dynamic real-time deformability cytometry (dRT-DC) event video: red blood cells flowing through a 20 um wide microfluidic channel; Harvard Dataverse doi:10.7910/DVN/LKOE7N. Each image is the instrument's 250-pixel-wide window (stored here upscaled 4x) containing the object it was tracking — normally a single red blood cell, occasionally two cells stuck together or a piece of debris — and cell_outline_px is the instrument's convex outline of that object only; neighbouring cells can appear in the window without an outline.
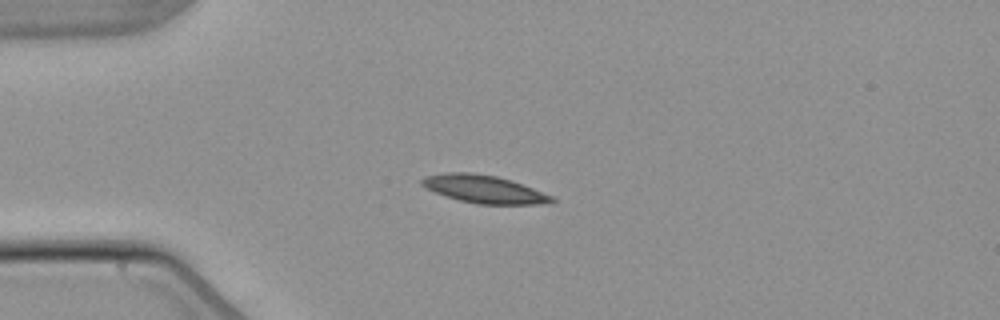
{"species": "common noctule bat (a hibernating species)", "species_latin": "Nyctalus noctula", "temperature_condition": "warm", "stored_images_in_passage": 41, "camera_frame_rate_fps": 3000, "um_per_image_px": 0.085, "animal": {"sex": "male", "body_mass_g": 21.5, "forearm_length_mm": 52.0}, "frame": {"image": 1, "passage_image": 1, "time_ms": 0.0, "image_size_px": [1000, 320], "cell_outline_px": [[556, 200], [540, 204], [476, 204], [460, 200], [436, 192], [420, 184], [420, 180], [424, 176], [448, 172], [468, 172], [496, 176], [512, 180], [552, 196]], "centroid_in_image_um": [41.12, 16.07], "position_along_channel_um": 43.9, "area_um2": 20.75}}
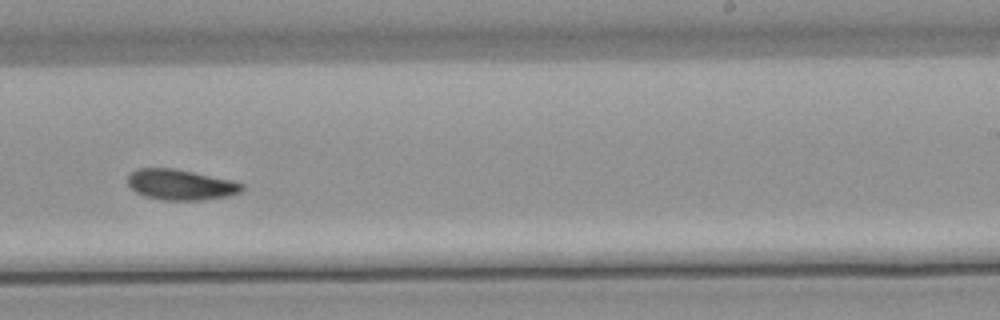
{"frame": {"image": 2, "passage_image": 21, "time_ms": 6.667, "image_size_px": [1000, 320], "cell_outline_px": [[244, 188], [240, 192], [228, 196], [204, 200], [164, 200], [144, 196], [136, 192], [128, 184], [128, 176], [136, 168], [172, 168], [232, 180], [244, 184]], "centroid_in_image_um": [15.36, 15.7], "position_along_channel_um": 273.6, "area_um2": 20.29}}
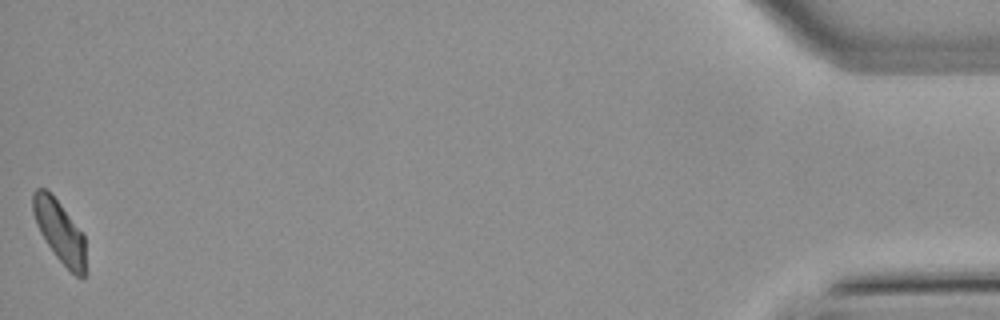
{"frame": {"image": 3, "passage_image": 41, "time_ms": 13.333, "image_size_px": [1000, 320], "cell_outline_px": [[84, 280], [76, 276], [56, 256], [40, 232], [32, 212], [32, 192], [36, 188], [44, 188], [60, 204], [84, 236]], "centroid_in_image_um": [5.03, 19.65], "position_along_channel_um": 430.2, "area_um2": 18.38}, "authors_computed_cell_mechanics": {"area_um2": 20.2878, "velocity_mm_per_s": 3.8138, "shape_relaxation_time_tau1_ms": 6.85, "shape_relaxation_time_tau2_ms": 11.3655, "deformation_change_tau1": 0.136, "deformation_change_tau2": 0.161}}